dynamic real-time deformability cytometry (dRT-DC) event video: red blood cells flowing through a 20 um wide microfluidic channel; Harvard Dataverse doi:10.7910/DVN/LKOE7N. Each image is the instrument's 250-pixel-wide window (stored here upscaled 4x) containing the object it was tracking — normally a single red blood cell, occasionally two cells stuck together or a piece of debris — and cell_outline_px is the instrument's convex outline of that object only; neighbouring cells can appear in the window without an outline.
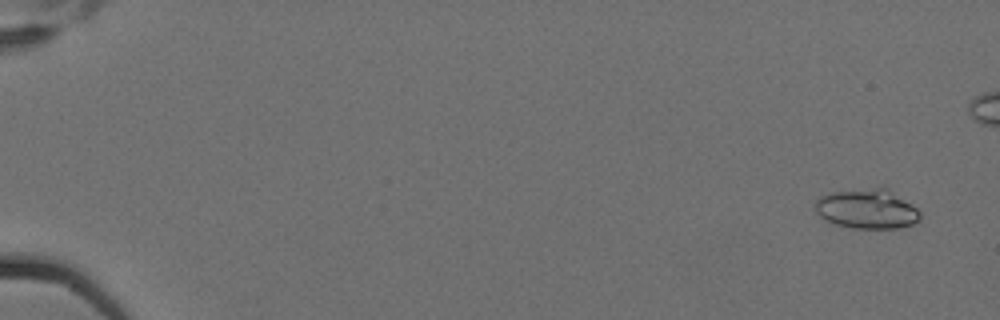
{"species": "Egyptian fruit bat (a non-hibernating species)", "species_latin": "Rousettus aegyptiacus", "temperature_condition": "cold", "stored_images_in_passage": 6, "camera_frame_rate_fps": 3000, "um_per_image_px": 0.085, "animal": {"sex": "female"}, "frame": {"image": 1, "passage_image": 1, "time_ms": 0.0, "image_size_px": [1000, 320], "cell_outline_px": [[920, 220], [912, 224], [900, 228], [852, 228], [836, 224], [820, 216], [816, 212], [812, 204], [820, 196], [832, 192], [876, 188], [888, 188], [916, 208], [920, 212]], "centroid_in_image_um": [73.68, 17.76], "position_along_channel_um": 11.3, "area_um2": 24.04}}